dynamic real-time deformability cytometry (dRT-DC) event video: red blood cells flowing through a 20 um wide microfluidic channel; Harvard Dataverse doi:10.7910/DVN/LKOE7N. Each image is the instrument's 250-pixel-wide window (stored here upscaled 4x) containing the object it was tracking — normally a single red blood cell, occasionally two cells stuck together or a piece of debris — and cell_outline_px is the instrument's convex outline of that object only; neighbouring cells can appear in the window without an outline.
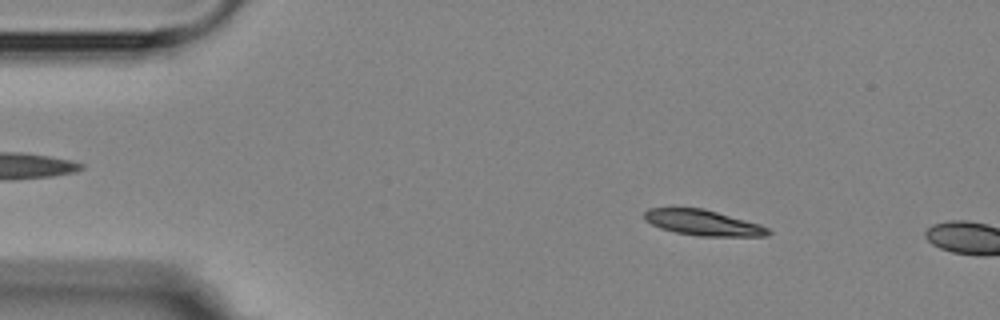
{"species": "Egyptian fruit bat (a non-hibernating species)", "species_latin": "Rousettus aegyptiacus", "temperature_condition": "room temperature", "stored_images_in_passage": 3, "camera_frame_rate_fps": 3000, "um_per_image_px": 0.085, "animal": {"sex": "female"}, "frame": {"image": 1, "passage_image": 2, "time_ms": 1.0, "image_size_px": [1000, 320], "cell_outline_px": [[772, 232], [768, 236], [700, 236], [676, 232], [660, 228], [644, 220], [644, 212], [648, 208], [704, 208], [760, 224], [768, 228]], "centroid_in_image_um": [59.76, 18.93], "position_along_channel_um": 25.2, "area_um2": 18.44}}